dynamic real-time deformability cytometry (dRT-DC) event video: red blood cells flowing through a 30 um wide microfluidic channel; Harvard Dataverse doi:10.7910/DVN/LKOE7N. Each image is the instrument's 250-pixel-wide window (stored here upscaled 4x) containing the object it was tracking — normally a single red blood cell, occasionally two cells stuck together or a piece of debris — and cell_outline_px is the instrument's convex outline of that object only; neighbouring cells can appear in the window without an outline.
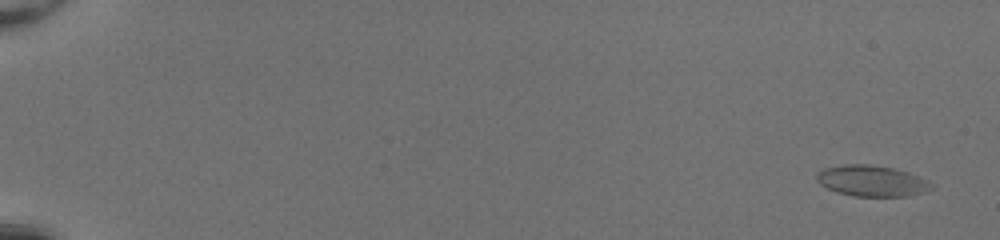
{"species": "common noctule bat (a hibernating species)", "species_latin": "Nyctalus noctula", "temperature_condition": "room temperature", "stored_images_in_passage": 53, "camera_frame_rate_fps": 3000, "um_per_image_px": 0.085, "animal": {"sex": "female", "body_mass_g": 20.0, "forearm_length_mm": 54.0}, "frame": {"image": 1, "passage_image": 3, "time_ms": 0.667, "image_size_px": [1000, 240], "cell_outline_px": [[932, 188], [924, 192], [908, 196], [852, 196], [836, 192], [820, 184], [816, 180], [816, 172], [824, 168], [844, 164], [868, 164], [892, 168], [908, 172], [928, 180], [932, 184]], "centroid_in_image_um": [74.07, 15.37], "position_along_channel_um": 10.9, "area_um2": 20.75}}
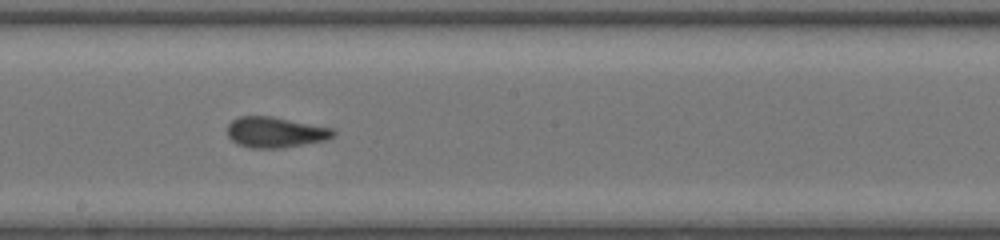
{"frame": {"image": 2, "passage_image": 33, "time_ms": 10.667, "image_size_px": [1000, 240], "cell_outline_px": [[336, 136], [324, 140], [284, 148], [252, 148], [236, 144], [228, 136], [228, 124], [232, 120], [240, 116], [272, 116], [332, 128], [336, 132]], "centroid_in_image_um": [23.4, 11.24], "position_along_channel_um": 224.8, "area_um2": 18.96}}
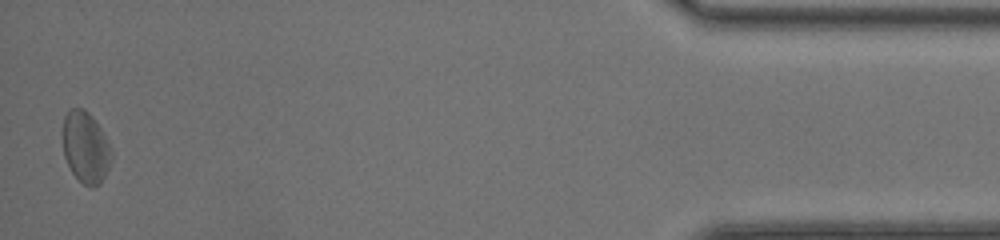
{"frame": {"image": 3, "passage_image": 53, "time_ms": 17.333, "image_size_px": [1000, 240], "cell_outline_px": [[112, 160], [100, 184], [92, 188], [84, 184], [72, 172], [64, 156], [64, 116], [72, 108], [84, 108], [92, 116], [100, 128], [112, 148]], "centroid_in_image_um": [7.31, 12.53], "position_along_channel_um": 427.9, "area_um2": 20.0}, "authors_computed_cell_mechanics": {"area_um2": 19.3052, "velocity_mm_per_s": 4.1309, "shape_relaxation_time_tau1_ms": 5.528, "shape_relaxation_time_tau2_ms": 1.4206, "deformation_change_tau1": 0.1209, "deformation_change_tau2": 0.0695}}